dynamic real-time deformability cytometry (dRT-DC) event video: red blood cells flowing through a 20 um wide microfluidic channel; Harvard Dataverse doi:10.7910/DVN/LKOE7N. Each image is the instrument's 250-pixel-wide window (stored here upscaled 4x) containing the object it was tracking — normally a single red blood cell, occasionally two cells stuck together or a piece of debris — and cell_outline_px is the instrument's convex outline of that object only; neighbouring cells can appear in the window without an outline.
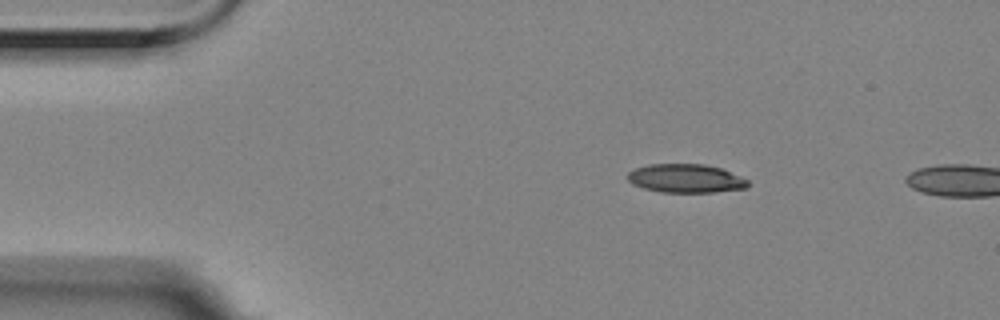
{"species": "Egyptian fruit bat (a non-hibernating species)", "species_latin": "Rousettus aegyptiacus", "temperature_condition": "room temperature", "stored_images_in_passage": 3, "camera_frame_rate_fps": 3000, "um_per_image_px": 0.085, "animal": {"sex": "female"}, "frame": {"image": 1, "passage_image": 1, "time_ms": 0.0, "image_size_px": [1000, 320], "cell_outline_px": [[748, 188], [716, 192], [660, 192], [644, 188], [632, 184], [628, 180], [628, 172], [636, 168], [648, 164], [704, 164], [720, 168], [740, 176], [748, 180]], "centroid_in_image_um": [58.29, 15.17], "position_along_channel_um": 26.7, "area_um2": 20.06}}